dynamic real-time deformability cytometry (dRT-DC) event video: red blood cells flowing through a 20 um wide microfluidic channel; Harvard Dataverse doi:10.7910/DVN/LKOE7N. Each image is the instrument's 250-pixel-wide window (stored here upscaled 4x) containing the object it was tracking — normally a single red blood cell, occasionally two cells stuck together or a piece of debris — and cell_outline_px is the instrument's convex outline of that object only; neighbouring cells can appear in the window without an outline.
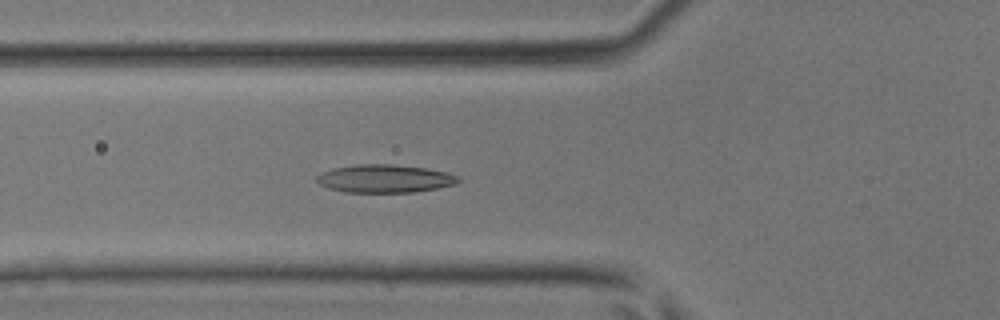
{"species": "common noctule bat (a hibernating species)", "species_latin": "Nyctalus noctula", "temperature_condition": "room temperature", "stored_images_in_passage": 33, "camera_frame_rate_fps": 3000, "um_per_image_px": 0.085, "animal": {"sex": "male", "body_mass_g": 17.9, "forearm_length_mm": 54.2}, "frame": {"image": 1, "passage_image": 10, "time_ms": 3.0, "image_size_px": [1000, 320], "cell_outline_px": [[460, 180], [456, 184], [416, 192], [344, 192], [328, 188], [320, 184], [316, 180], [316, 176], [320, 172], [336, 168], [356, 164], [392, 164], [424, 168], [448, 172], [460, 176]], "centroid_in_image_um": [32.71, 15.18], "position_along_channel_um": 93.1, "area_um2": 23.18}}
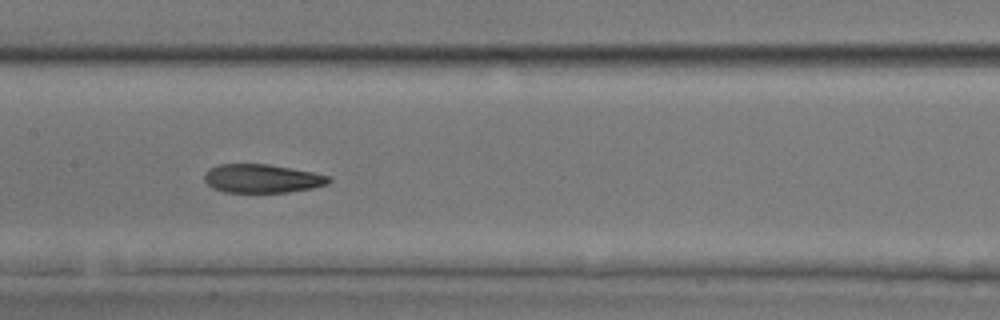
{"frame": {"image": 2, "passage_image": 16, "time_ms": 5.0, "image_size_px": [1000, 320], "cell_outline_px": [[332, 180], [328, 184], [312, 188], [288, 192], [224, 192], [212, 188], [204, 180], [204, 172], [208, 168], [220, 164], [268, 164], [292, 168], [332, 176]], "centroid_in_image_um": [22.27, 15.17], "position_along_channel_um": 185.1, "area_um2": 20.92}}
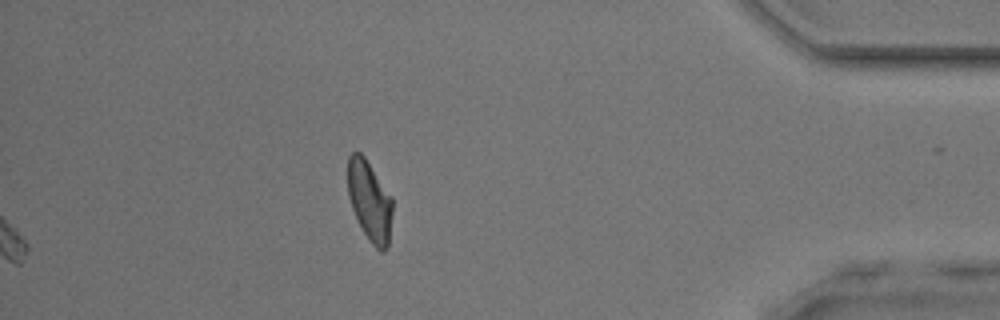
{"frame": {"image": 3, "passage_image": 33, "time_ms": 10.667, "image_size_px": [1000, 320], "cell_outline_px": [[392, 212], [388, 244], [384, 252], [380, 252], [372, 244], [364, 232], [352, 208], [348, 196], [348, 156], [352, 152], [360, 152], [364, 156], [392, 196]], "centroid_in_image_um": [31.42, 17.06], "position_along_channel_um": 403.8, "area_um2": 20.75}}